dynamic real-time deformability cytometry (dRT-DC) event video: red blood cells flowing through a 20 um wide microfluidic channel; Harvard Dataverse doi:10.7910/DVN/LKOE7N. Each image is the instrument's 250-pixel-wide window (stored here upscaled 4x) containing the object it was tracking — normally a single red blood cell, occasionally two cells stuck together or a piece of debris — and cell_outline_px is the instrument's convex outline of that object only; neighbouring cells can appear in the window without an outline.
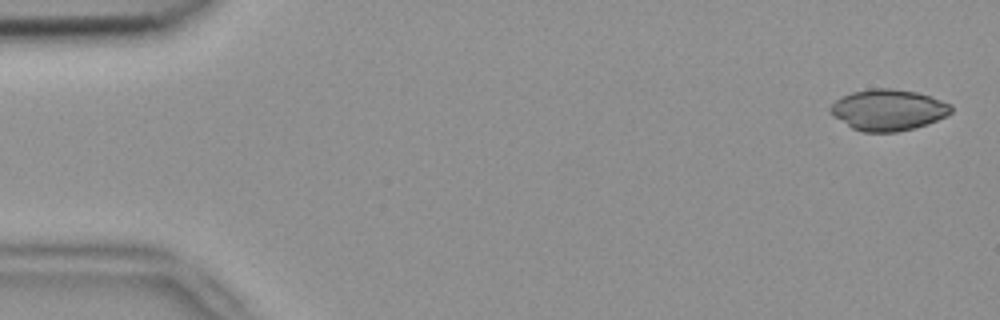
{"species": "common noctule bat (a hibernating species)", "species_latin": "Nyctalus noctula", "temperature_condition": "room temperature", "stored_images_in_passage": 6, "camera_frame_rate_fps": 3000, "um_per_image_px": 0.085, "animal": {"sex": "female", "body_mass_g": 18.4}, "frame": {"image": 1, "passage_image": 1, "time_ms": 0.0, "image_size_px": [1000, 320], "cell_outline_px": [[952, 112], [948, 116], [928, 124], [896, 132], [860, 132], [852, 128], [832, 116], [828, 112], [828, 108], [836, 100], [852, 92], [872, 88], [892, 88], [916, 92], [952, 104]], "centroid_in_image_um": [75.48, 9.35], "position_along_channel_um": 9.5, "area_um2": 29.07}}